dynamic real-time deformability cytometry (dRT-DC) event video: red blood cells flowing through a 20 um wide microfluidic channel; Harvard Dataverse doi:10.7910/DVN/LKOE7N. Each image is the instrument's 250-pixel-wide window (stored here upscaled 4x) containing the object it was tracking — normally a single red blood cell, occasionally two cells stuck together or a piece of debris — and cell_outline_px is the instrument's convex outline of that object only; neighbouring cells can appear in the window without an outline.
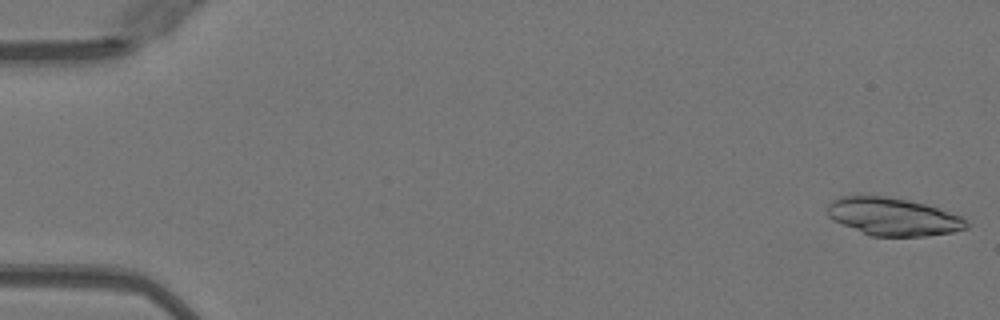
{"species": "Egyptian fruit bat (a non-hibernating species)", "species_latin": "Rousettus aegyptiacus", "temperature_condition": "warm", "stored_images_in_passage": 9, "camera_frame_rate_fps": 3000, "um_per_image_px": 0.085, "animal": {"sex": "female"}, "frame": {"image": 1, "passage_image": 1, "time_ms": 0.0, "image_size_px": [1000, 320], "cell_outline_px": [[968, 228], [952, 232], [928, 236], [872, 236], [832, 220], [824, 212], [824, 208], [832, 200], [840, 196], [884, 196], [908, 200], [924, 204], [960, 216], [968, 224]], "centroid_in_image_um": [75.84, 18.42], "position_along_channel_um": 9.2, "area_um2": 30.46}}